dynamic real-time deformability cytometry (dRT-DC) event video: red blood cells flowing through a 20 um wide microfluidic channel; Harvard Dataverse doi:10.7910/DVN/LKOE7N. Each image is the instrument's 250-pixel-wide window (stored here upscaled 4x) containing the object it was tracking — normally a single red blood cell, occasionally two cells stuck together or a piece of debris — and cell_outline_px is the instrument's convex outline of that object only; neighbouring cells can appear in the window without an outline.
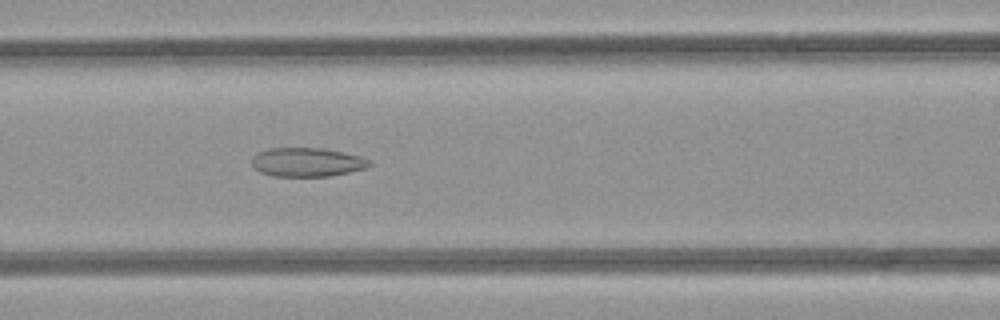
{"species": "common noctule bat (a hibernating species)", "species_latin": "Nyctalus noctula", "temperature_condition": "room temperature", "stored_images_in_passage": 35, "camera_frame_rate_fps": 3000, "um_per_image_px": 0.085, "animal": {"sex": "female", "body_mass_g": 21.9}, "frame": {"image": 1, "passage_image": 7, "time_ms": 2.0, "image_size_px": [1000, 320], "cell_outline_px": [[372, 164], [368, 168], [328, 176], [272, 176], [260, 172], [252, 164], [252, 156], [256, 152], [268, 148], [320, 148], [344, 152], [360, 156], [372, 160]], "centroid_in_image_um": [26.11, 13.78], "position_along_channel_um": 140.5, "area_um2": 19.94}}
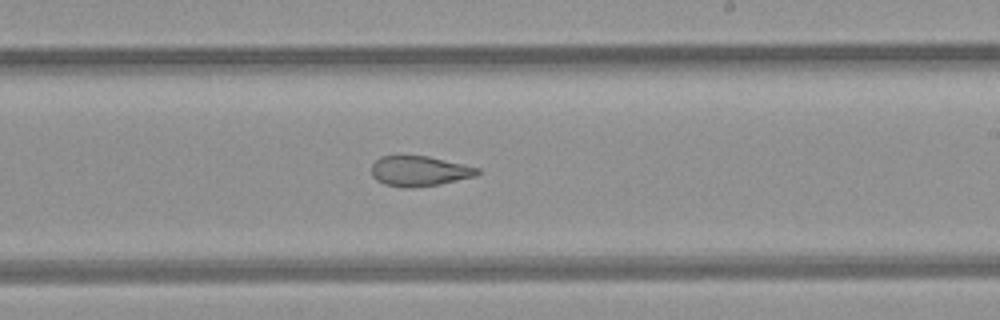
{"frame": {"image": 2, "passage_image": 15, "time_ms": 4.667, "image_size_px": [1000, 320], "cell_outline_px": [[480, 172], [476, 176], [440, 184], [408, 188], [400, 188], [384, 184], [376, 180], [372, 176], [372, 164], [380, 156], [428, 156], [480, 168]], "centroid_in_image_um": [35.63, 14.55], "position_along_channel_um": 253.4, "area_um2": 18.67}}
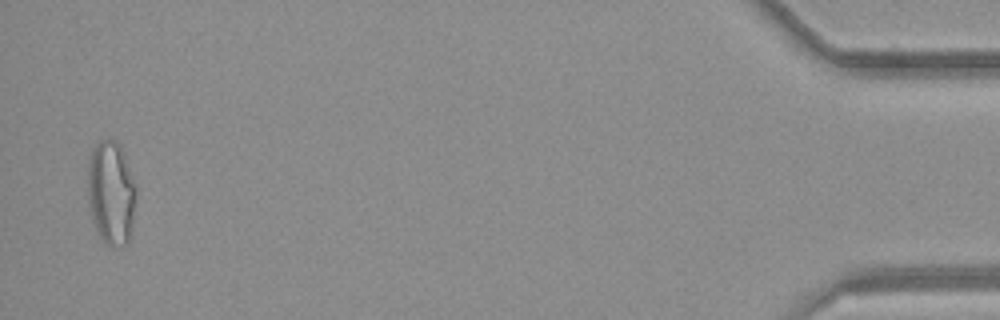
{"frame": {"image": 3, "passage_image": 34, "time_ms": 11.0, "image_size_px": [1000, 320], "cell_outline_px": [[136, 196], [128, 244], [112, 248], [100, 236], [92, 224], [88, 204], [88, 160], [92, 148], [100, 140], [108, 136], [120, 144], [136, 184]], "centroid_in_image_um": [9.43, 16.36], "position_along_channel_um": 425.8, "area_um2": 29.77}, "authors_computed_cell_mechanics": {"area_um2": 21.2704, "velocity_mm_per_s": 4.2348, "shape_relaxation_time_tau1_ms": null, "shape_relaxation_time_tau2_ms": 2.4229, "deformation_change_tau1": null, "deformation_change_tau2": 0.0999}}